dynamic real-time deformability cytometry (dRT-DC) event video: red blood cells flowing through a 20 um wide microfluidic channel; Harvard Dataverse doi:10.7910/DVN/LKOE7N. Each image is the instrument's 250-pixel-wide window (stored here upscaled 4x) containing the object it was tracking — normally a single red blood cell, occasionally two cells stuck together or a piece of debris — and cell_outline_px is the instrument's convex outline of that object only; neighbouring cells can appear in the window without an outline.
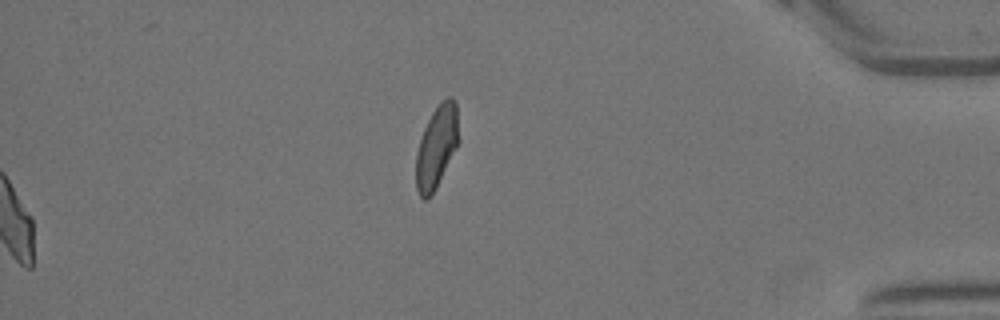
{"species": "Egyptian fruit bat (a non-hibernating species)", "species_latin": "Rousettus aegyptiacus", "temperature_condition": "warm", "stored_images_in_passage": 52, "camera_frame_rate_fps": 3000, "um_per_image_px": 0.085, "animal": {"sex": "female"}, "frame": {"image": 1, "passage_image": 52, "time_ms": 17.0, "image_size_px": [1000, 320], "cell_outline_px": [[460, 140], [432, 196], [428, 200], [424, 200], [420, 196], [416, 188], [416, 152], [424, 128], [432, 112], [440, 100], [448, 96], [452, 96], [456, 100]], "centroid_in_image_um": [37.13, 12.45], "position_along_channel_um": 398.1, "area_um2": 20.87}, "authors_computed_cell_mechanics": {"area_um2": 21.0392, "velocity_mm_per_s": 3.4992, "shape_relaxation_time_tau1_ms": null, "shape_relaxation_time_tau2_ms": 1.5019, "deformation_change_tau1": null, "deformation_change_tau2": 0.0807}}